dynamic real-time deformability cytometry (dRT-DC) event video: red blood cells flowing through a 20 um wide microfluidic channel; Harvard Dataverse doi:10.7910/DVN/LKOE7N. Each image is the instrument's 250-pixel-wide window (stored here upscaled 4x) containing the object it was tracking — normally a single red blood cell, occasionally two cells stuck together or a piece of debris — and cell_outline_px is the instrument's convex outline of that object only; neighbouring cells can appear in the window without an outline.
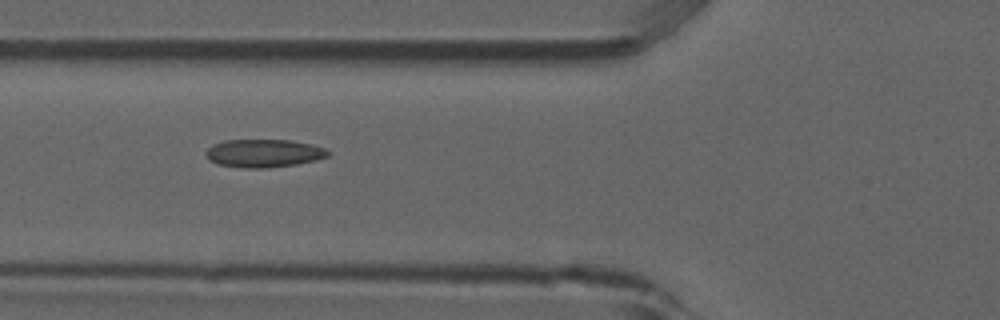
{"species": "common noctule bat (a hibernating species)", "species_latin": "Nyctalus noctula", "temperature_condition": "room temperature", "stored_images_in_passage": 8, "camera_frame_rate_fps": 3000, "um_per_image_px": 0.085, "animal": {"sex": "male", "forearm_length_mm": 52.5}, "frame": {"image": 1, "passage_image": 6, "time_ms": 1.667, "image_size_px": [1000, 320], "cell_outline_px": [[332, 152], [328, 156], [316, 160], [296, 164], [264, 168], [244, 168], [216, 164], [208, 160], [204, 152], [212, 144], [224, 140], [288, 140], [312, 144], [324, 148]], "centroid_in_image_um": [22.39, 13.02], "position_along_channel_um": 103.4, "area_um2": 20.11}}
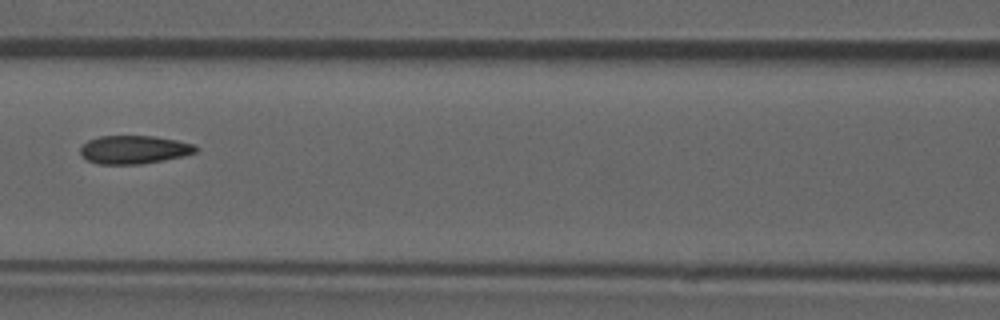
{"frame": {"image": 2, "passage_image": 7, "time_ms": 2.0, "image_size_px": [1000, 320], "cell_outline_px": [[200, 148], [196, 152], [184, 156], [140, 164], [96, 164], [80, 156], [80, 148], [88, 140], [100, 136], [156, 136], [196, 144]], "centroid_in_image_um": [11.41, 12.72], "position_along_channel_um": 155.2, "area_um2": 19.19}}